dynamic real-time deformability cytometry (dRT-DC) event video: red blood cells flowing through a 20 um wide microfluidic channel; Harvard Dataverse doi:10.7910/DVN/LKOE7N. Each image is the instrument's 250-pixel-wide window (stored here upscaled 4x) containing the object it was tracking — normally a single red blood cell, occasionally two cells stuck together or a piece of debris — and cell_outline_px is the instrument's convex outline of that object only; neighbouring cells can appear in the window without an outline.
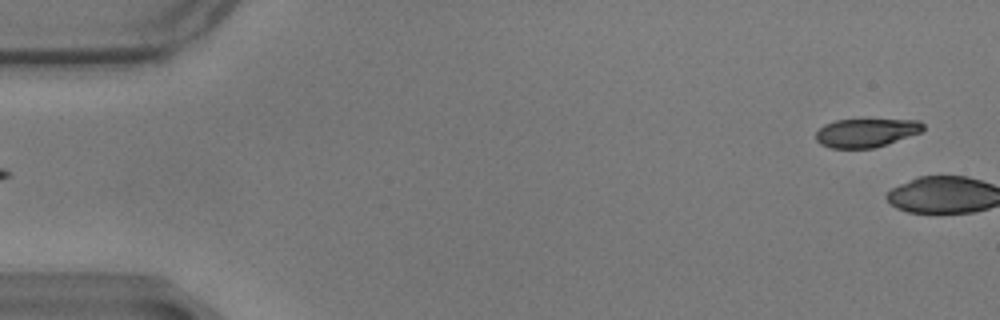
{"species": "common noctule bat (a hibernating species)", "species_latin": "Nyctalus noctula", "temperature_condition": "warm", "stored_images_in_passage": 5, "camera_frame_rate_fps": 3000, "um_per_image_px": 0.085, "animal": {"sex": "male", "body_mass_g": 17.9}, "frame": {"image": 1, "passage_image": 3, "time_ms": 0.667, "image_size_px": [1000, 320], "cell_outline_px": [[924, 128], [920, 132], [872, 148], [832, 148], [820, 144], [816, 140], [816, 132], [824, 124], [836, 120], [920, 120], [924, 124]], "centroid_in_image_um": [73.58, 11.28], "position_along_channel_um": 11.4, "area_um2": 17.51}}